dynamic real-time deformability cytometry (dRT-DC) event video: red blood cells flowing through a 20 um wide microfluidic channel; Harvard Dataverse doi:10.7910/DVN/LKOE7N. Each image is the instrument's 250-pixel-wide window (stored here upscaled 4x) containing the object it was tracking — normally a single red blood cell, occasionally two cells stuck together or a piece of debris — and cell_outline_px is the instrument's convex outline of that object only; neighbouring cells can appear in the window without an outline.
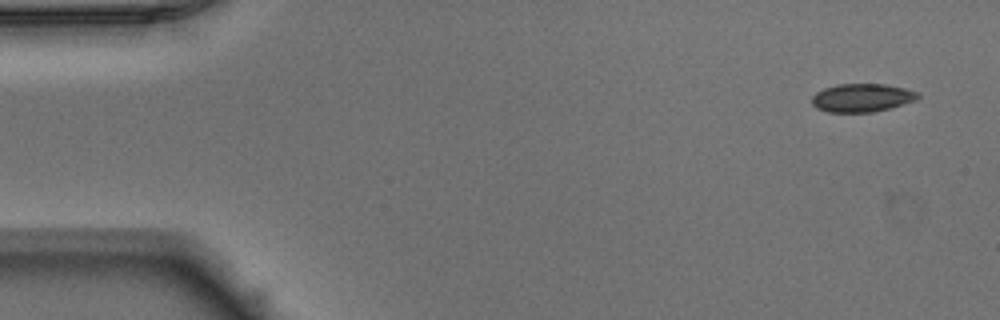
{"species": "Egyptian fruit bat (a non-hibernating species)", "species_latin": "Rousettus aegyptiacus", "temperature_condition": "warm", "stored_images_in_passage": 49, "camera_frame_rate_fps": 3000, "um_per_image_px": 0.085, "animal": {"sex": "male"}, "frame": {"image": 1, "passage_image": 1, "time_ms": 0.0, "image_size_px": [1000, 320], "cell_outline_px": [[920, 96], [916, 100], [892, 108], [872, 112], [828, 112], [816, 108], [812, 104], [812, 96], [816, 92], [824, 88], [836, 84], [884, 84], [904, 88], [920, 92]], "centroid_in_image_um": [73.28, 8.31], "position_along_channel_um": 11.7, "area_um2": 17.63}}
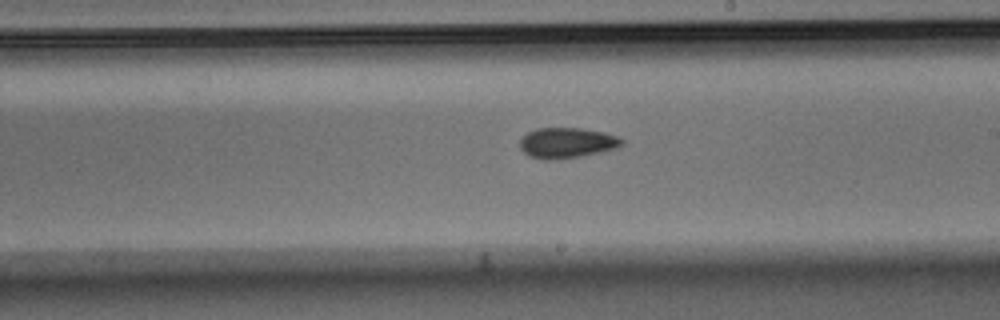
{"frame": {"image": 2, "passage_image": 27, "time_ms": 8.667, "image_size_px": [1000, 320], "cell_outline_px": [[624, 144], [616, 148], [580, 156], [552, 160], [540, 160], [528, 156], [520, 148], [520, 140], [528, 132], [536, 128], [580, 128], [604, 132], [616, 136], [624, 140]], "centroid_in_image_um": [48.16, 12.15], "position_along_channel_um": 240.8, "area_um2": 18.09}}
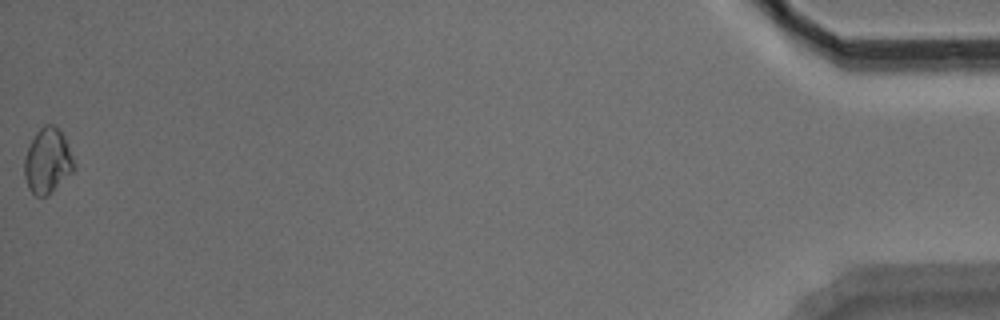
{"frame": {"image": 3, "passage_image": 49, "time_ms": 16.0, "image_size_px": [1000, 320], "cell_outline_px": [[76, 164], [72, 172], [44, 196], [36, 196], [28, 188], [24, 176], [24, 156], [36, 132], [44, 124], [52, 124], [64, 136]], "centroid_in_image_um": [4.02, 13.65], "position_along_channel_um": 431.2, "area_um2": 18.44}, "authors_computed_cell_mechanics": {"area_um2": 17.5712, "velocity_mm_per_s": 3.9566, "shape_relaxation_time_tau1_ms": 5.5804, "shape_relaxation_time_tau2_ms": 5.0152, "deformation_change_tau1": 0.0613, "deformation_change_tau2": 0.0718}}